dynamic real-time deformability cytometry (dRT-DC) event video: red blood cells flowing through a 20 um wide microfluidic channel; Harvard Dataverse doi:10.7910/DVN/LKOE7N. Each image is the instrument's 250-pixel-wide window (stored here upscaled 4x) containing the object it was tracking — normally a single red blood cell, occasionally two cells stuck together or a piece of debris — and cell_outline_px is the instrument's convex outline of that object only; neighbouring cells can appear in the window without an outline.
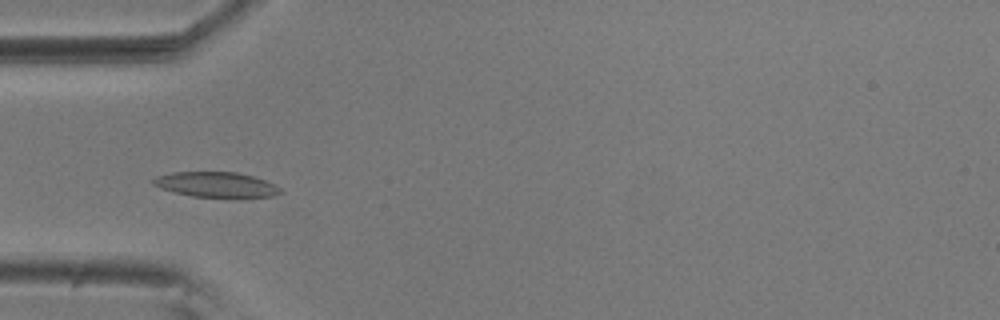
{"species": "common noctule bat (a hibernating species)", "species_latin": "Nyctalus noctula", "temperature_condition": "room temperature", "stored_images_in_passage": 56, "camera_frame_rate_fps": 3000, "um_per_image_px": 0.085, "animal": {"sex": "male", "body_mass_g": 20.5, "forearm_length_mm": 52.5}, "frame": {"image": 1, "passage_image": 18, "time_ms": 5.667, "image_size_px": [1000, 320], "cell_outline_px": [[284, 192], [276, 196], [240, 200], [192, 196], [160, 188], [152, 184], [152, 180], [156, 176], [172, 172], [236, 172], [252, 176], [264, 180], [280, 188]], "centroid_in_image_um": [18.45, 15.74], "position_along_channel_um": 66.6, "area_um2": 19.42}}
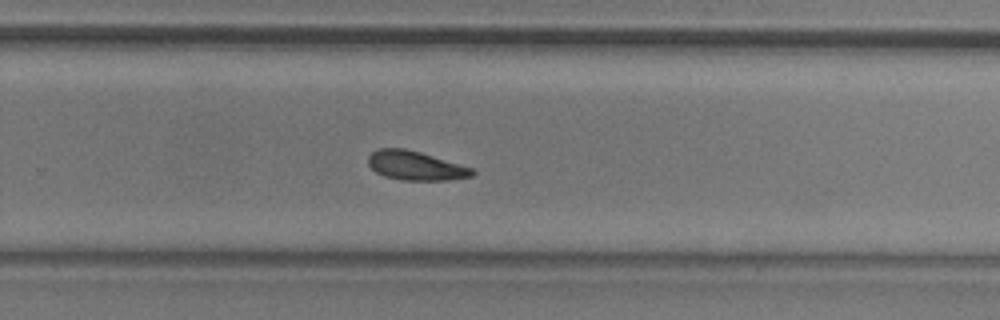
{"frame": {"image": 2, "passage_image": 37, "time_ms": 12.0, "image_size_px": [1000, 320], "cell_outline_px": [[476, 172], [472, 176], [448, 180], [400, 180], [384, 176], [376, 172], [368, 164], [368, 156], [372, 152], [380, 148], [404, 148], [420, 152], [472, 168]], "centroid_in_image_um": [35.3, 14.08], "position_along_channel_um": 294.5, "area_um2": 17.51}}
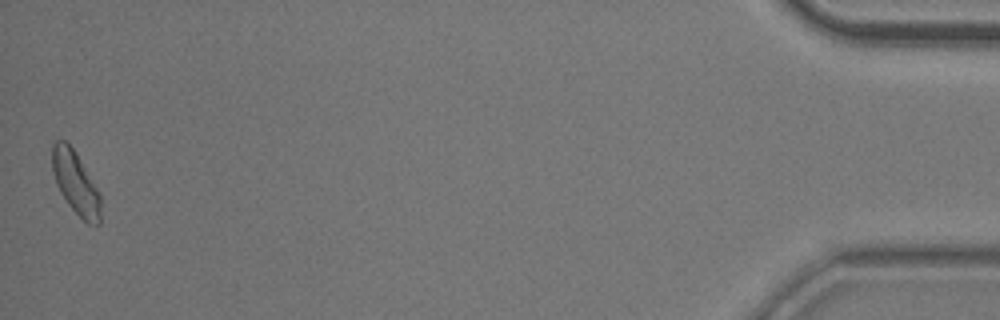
{"frame": {"image": 3, "passage_image": 56, "time_ms": 18.333, "image_size_px": [1000, 320], "cell_outline_px": [[100, 224], [88, 224], [68, 204], [60, 192], [56, 184], [52, 168], [52, 144], [56, 140], [64, 140], [76, 152], [100, 192]], "centroid_in_image_um": [6.43, 15.52], "position_along_channel_um": 428.8, "area_um2": 17.63}, "authors_computed_cell_mechanics": {"area_um2": 18.0914, "velocity_mm_per_s": 3.6036, "shape_relaxation_time_tau1_ms": 3.9788, "shape_relaxation_time_tau2_ms": null, "deformation_change_tau1": 0.1002, "deformation_change_tau2": null}}